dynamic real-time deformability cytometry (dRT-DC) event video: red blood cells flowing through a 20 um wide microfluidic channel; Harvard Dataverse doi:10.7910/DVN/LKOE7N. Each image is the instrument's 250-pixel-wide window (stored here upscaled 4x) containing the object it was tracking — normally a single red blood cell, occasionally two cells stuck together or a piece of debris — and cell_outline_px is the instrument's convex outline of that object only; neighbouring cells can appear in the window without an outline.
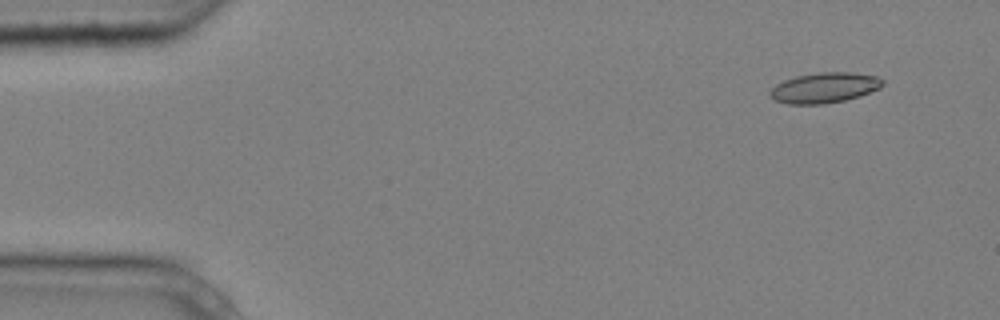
{"species": "common noctule bat (a hibernating species)", "species_latin": "Nyctalus noctula", "temperature_condition": "cold", "stored_images_in_passage": 4, "camera_frame_rate_fps": 3000, "um_per_image_px": 0.085, "animal": {"sex": "male", "body_mass_g": 20.4}, "frame": {"image": 1, "passage_image": 1, "time_ms": 0.0, "image_size_px": [1000, 320], "cell_outline_px": [[884, 84], [880, 88], [860, 96], [844, 100], [824, 104], [788, 104], [776, 100], [768, 92], [776, 84], [784, 80], [796, 76], [820, 72], [848, 72], [876, 76], [884, 80]], "centroid_in_image_um": [70.09, 7.45], "position_along_channel_um": 14.9, "area_um2": 19.83}}
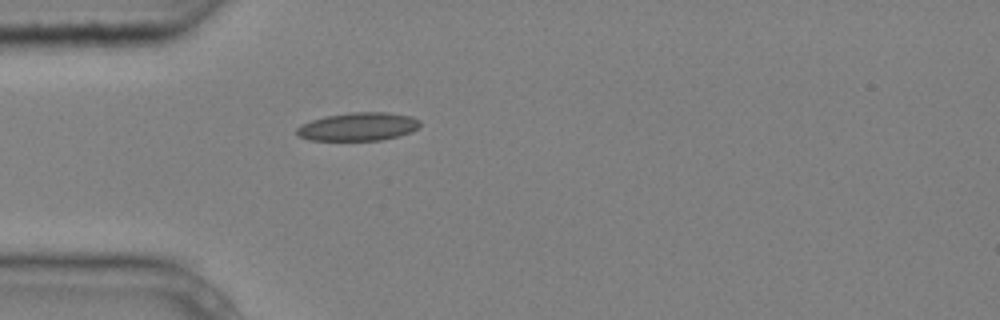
{"frame": {"image": 2, "passage_image": 4, "time_ms": 1.0, "image_size_px": [1000, 320], "cell_outline_px": [[420, 124], [412, 132], [380, 140], [308, 140], [300, 136], [296, 132], [296, 128], [300, 124], [324, 116], [352, 112], [388, 112], [412, 116], [420, 120]], "centroid_in_image_um": [30.43, 10.75], "position_along_channel_um": 54.6, "area_um2": 20.29}}